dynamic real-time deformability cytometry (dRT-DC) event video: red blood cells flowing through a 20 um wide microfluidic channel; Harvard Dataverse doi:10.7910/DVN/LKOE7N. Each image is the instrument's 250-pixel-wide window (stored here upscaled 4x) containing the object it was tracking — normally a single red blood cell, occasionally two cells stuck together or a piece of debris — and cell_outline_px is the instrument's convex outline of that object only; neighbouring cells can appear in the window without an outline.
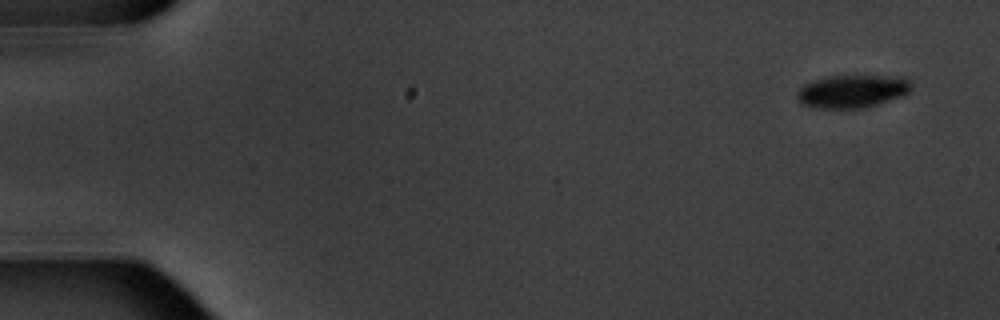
{"species": "common noctule bat (a hibernating species)", "species_latin": "Nyctalus noctula", "temperature_condition": "warm", "stored_images_in_passage": 15, "camera_frame_rate_fps": 3000, "um_per_image_px": 0.085, "animal": {"sex": "male", "body_mass_g": 20.1, "forearm_length_mm": 53.5}, "frame": {"image": 1, "passage_image": 1, "time_ms": 0.0, "image_size_px": [1000, 320], "cell_outline_px": [[912, 88], [904, 96], [868, 108], [812, 108], [804, 104], [796, 96], [796, 92], [804, 84], [812, 80], [828, 76], [900, 76], [908, 80], [912, 84]], "centroid_in_image_um": [72.47, 7.76], "position_along_channel_um": 12.5, "area_um2": 22.2}}
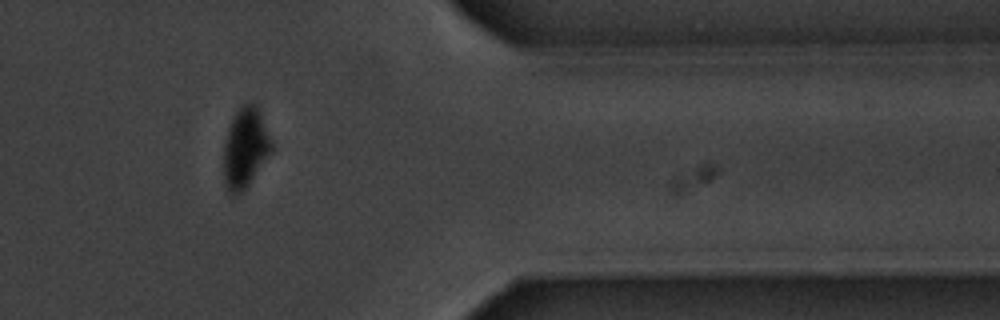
{"frame": {"image": 2, "passage_image": 13, "time_ms": 15.0, "image_size_px": [1000, 320], "cell_outline_px": [[272, 148], [248, 188], [236, 196], [232, 196], [228, 192], [224, 180], [224, 140], [228, 128], [236, 112], [248, 100], [256, 104], [272, 140]], "centroid_in_image_um": [20.83, 12.6], "position_along_channel_um": 390.6, "area_um2": 22.43}}
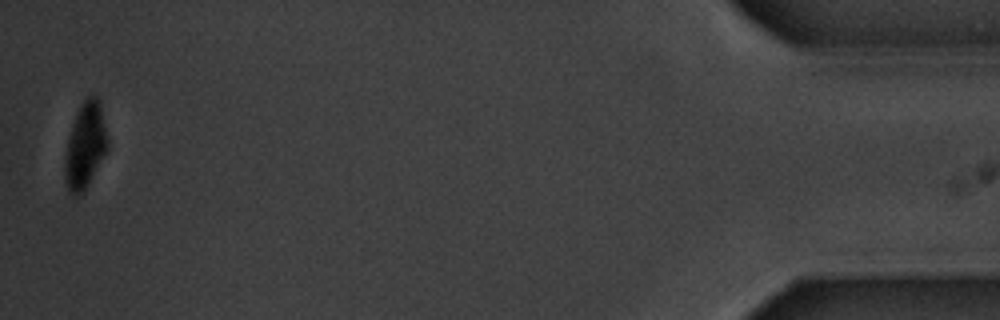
{"frame": {"image": 3, "passage_image": 15, "time_ms": 18.0, "image_size_px": [1000, 320], "cell_outline_px": [[108, 148], [84, 192], [80, 196], [76, 196], [68, 192], [64, 180], [64, 164], [68, 140], [76, 112], [80, 104], [92, 92], [100, 100], [108, 136]], "centroid_in_image_um": [7.25, 12.37], "position_along_channel_um": 427.9, "area_um2": 21.68}, "authors_computed_cell_mechanics": {"area_um2": 24.7384, "velocity_mm_per_s": 3.5263, "shape_relaxation_time_tau1_ms": 1.607, "shape_relaxation_time_tau2_ms": 2.2432, "deformation_change_tau1": 0.1109, "deformation_change_tau2": 0.0385}}